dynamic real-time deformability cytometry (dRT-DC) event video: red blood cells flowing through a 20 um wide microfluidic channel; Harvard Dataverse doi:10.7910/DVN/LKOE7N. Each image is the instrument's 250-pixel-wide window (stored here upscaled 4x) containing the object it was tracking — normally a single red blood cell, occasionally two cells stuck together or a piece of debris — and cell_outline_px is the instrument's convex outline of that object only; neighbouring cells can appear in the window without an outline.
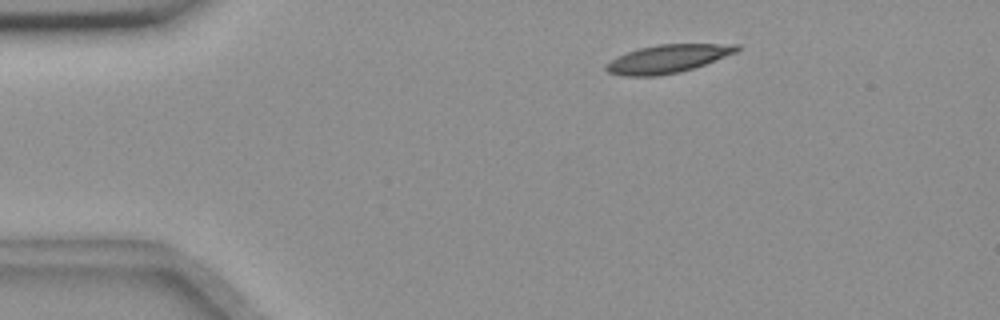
{"species": "common noctule bat (a hibernating species)", "species_latin": "Nyctalus noctula", "temperature_condition": "room temperature", "stored_images_in_passage": 4, "camera_frame_rate_fps": 3000, "um_per_image_px": 0.085, "animal": {"sex": "female", "body_mass_g": 18.4}, "frame": {"image": 1, "passage_image": 2, "time_ms": 1.333, "image_size_px": [1000, 320], "cell_outline_px": [[740, 48], [736, 52], [704, 64], [680, 72], [656, 76], [624, 76], [608, 72], [604, 68], [604, 64], [616, 56], [640, 48], [656, 44], [740, 44]], "centroid_in_image_um": [56.7, 4.99], "position_along_channel_um": 28.3, "area_um2": 21.39}}